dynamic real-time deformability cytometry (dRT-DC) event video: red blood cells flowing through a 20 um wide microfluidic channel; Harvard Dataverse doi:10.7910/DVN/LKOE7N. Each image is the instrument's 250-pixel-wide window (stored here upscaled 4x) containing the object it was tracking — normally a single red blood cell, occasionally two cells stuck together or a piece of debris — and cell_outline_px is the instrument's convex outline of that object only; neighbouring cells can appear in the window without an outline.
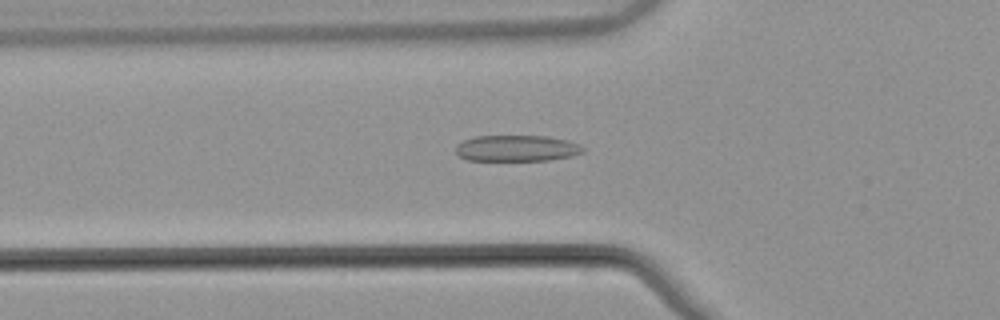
{"species": "common noctule bat (a hibernating species)", "species_latin": "Nyctalus noctula", "temperature_condition": "warm", "stored_images_in_passage": 53, "camera_frame_rate_fps": 3000, "um_per_image_px": 0.085, "animal": {"sex": "male", "body_mass_g": 21.5, "forearm_length_mm": 52.0}, "frame": {"image": 1, "passage_image": 19, "time_ms": 6.0, "image_size_px": [1000, 320], "cell_outline_px": [[584, 152], [572, 156], [548, 160], [468, 160], [460, 156], [456, 152], [456, 144], [464, 140], [476, 136], [548, 136], [568, 140], [580, 144], [584, 148]], "centroid_in_image_um": [43.95, 12.6], "position_along_channel_um": 81.8, "area_um2": 19.42}}
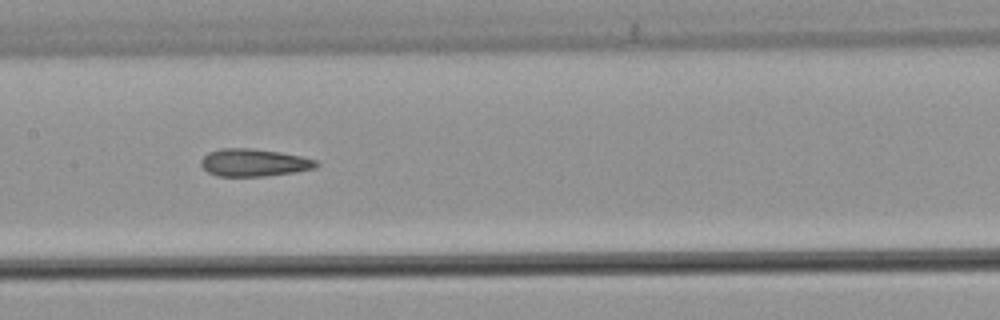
{"frame": {"image": 2, "passage_image": 27, "time_ms": 8.667, "image_size_px": [1000, 320], "cell_outline_px": [[320, 164], [316, 168], [292, 172], [264, 176], [216, 176], [208, 172], [200, 164], [200, 160], [208, 152], [220, 148], [248, 148], [280, 152], [300, 156], [316, 160]], "centroid_in_image_um": [21.56, 13.82], "position_along_channel_um": 185.8, "area_um2": 18.44}}
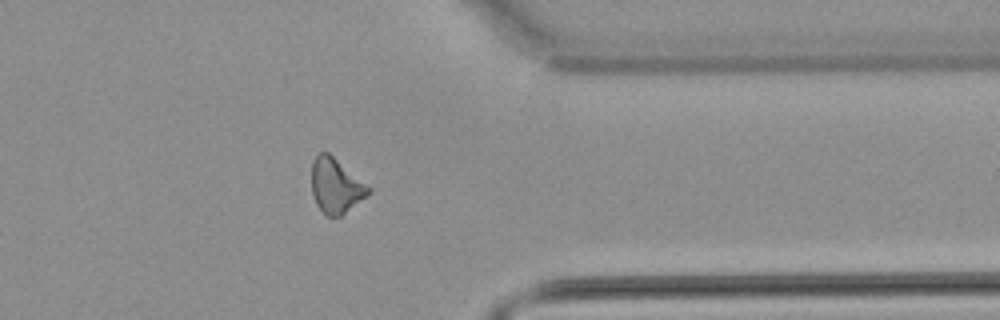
{"frame": {"image": 3, "passage_image": 43, "time_ms": 14.0, "image_size_px": [1000, 320], "cell_outline_px": [[372, 192], [368, 196], [340, 216], [328, 216], [316, 204], [312, 192], [312, 160], [320, 152], [328, 152], [372, 188]], "centroid_in_image_um": [28.57, 15.78], "position_along_channel_um": 382.8, "area_um2": 18.09}, "authors_computed_cell_mechanics": {"area_um2": 18.7272, "velocity_mm_per_s": 3.8749, "shape_relaxation_time_tau1_ms": null, "shape_relaxation_time_tau2_ms": 2.62, "deformation_change_tau1": null, "deformation_change_tau2": 0.1192}}